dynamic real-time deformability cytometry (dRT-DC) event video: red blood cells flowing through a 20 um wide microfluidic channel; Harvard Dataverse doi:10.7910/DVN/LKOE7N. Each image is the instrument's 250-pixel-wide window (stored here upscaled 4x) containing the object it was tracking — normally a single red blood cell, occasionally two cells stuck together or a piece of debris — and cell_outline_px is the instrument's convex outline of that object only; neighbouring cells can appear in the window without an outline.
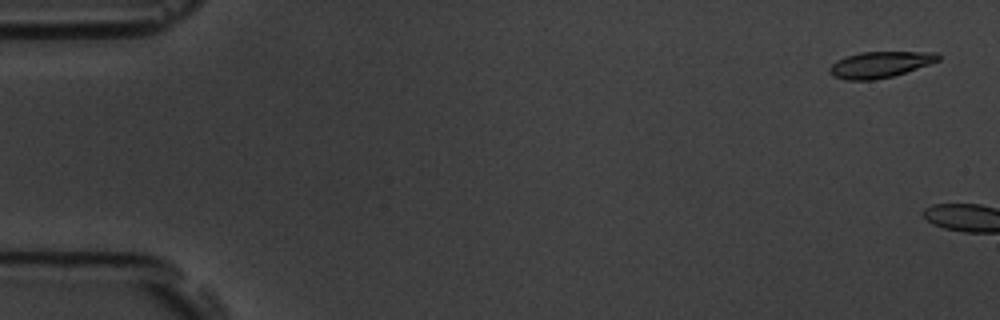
{"species": "common noctule bat (a hibernating species)", "species_latin": "Nyctalus noctula", "temperature_condition": "room temperature", "stored_images_in_passage": 2, "camera_frame_rate_fps": 3000, "um_per_image_px": 0.085, "animal": {"sex": "male", "body_mass_g": 19.5, "forearm_length_mm": 54.6}, "frame": {"image": 1, "passage_image": 1, "time_ms": 0.0, "image_size_px": [1000, 320], "cell_outline_px": [[940, 60], [892, 76], [872, 80], [848, 80], [832, 76], [828, 72], [828, 68], [836, 60], [844, 56], [860, 52], [936, 52], [940, 56]], "centroid_in_image_um": [74.73, 5.48], "position_along_channel_um": 10.3, "area_um2": 16.47}}